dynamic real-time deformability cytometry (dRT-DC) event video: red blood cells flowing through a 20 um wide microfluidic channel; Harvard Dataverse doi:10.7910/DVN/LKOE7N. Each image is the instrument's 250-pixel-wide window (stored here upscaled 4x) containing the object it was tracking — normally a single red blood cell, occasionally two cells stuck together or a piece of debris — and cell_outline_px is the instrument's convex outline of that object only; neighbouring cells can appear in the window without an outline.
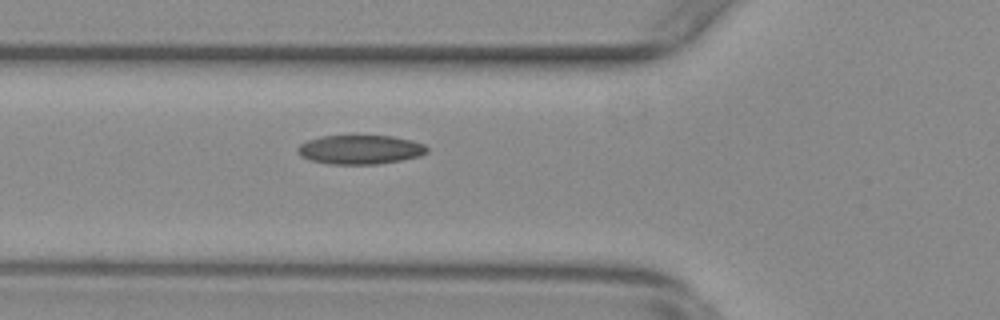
{"species": "common noctule bat (a hibernating species)", "species_latin": "Nyctalus noctula", "temperature_condition": "warm", "stored_images_in_passage": 14, "camera_frame_rate_fps": 3000, "um_per_image_px": 0.085, "animal": {"sex": "female", "body_mass_g": 29.2, "forearm_length_mm": 56.3}, "frame": {"image": 1, "passage_image": 4, "time_ms": 1.0, "image_size_px": [1000, 320], "cell_outline_px": [[428, 152], [420, 156], [400, 160], [376, 164], [328, 164], [312, 160], [300, 156], [296, 152], [296, 148], [300, 144], [308, 140], [320, 136], [392, 136], [412, 140], [424, 144], [428, 148]], "centroid_in_image_um": [30.6, 12.71], "position_along_channel_um": 95.2, "area_um2": 21.96}}
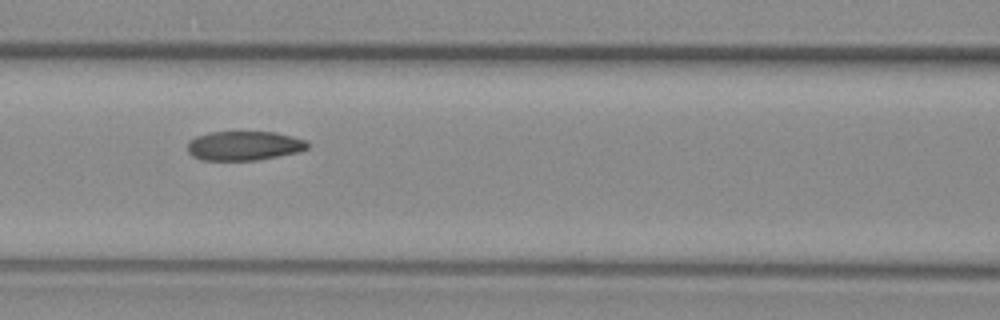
{"frame": {"image": 2, "passage_image": 8, "time_ms": 2.333, "image_size_px": [1000, 320], "cell_outline_px": [[308, 148], [300, 152], [256, 160], [200, 160], [192, 156], [188, 152], [188, 140], [196, 136], [208, 132], [276, 132], [308, 140]], "centroid_in_image_um": [20.75, 12.38], "position_along_channel_um": 145.9, "area_um2": 20.69}}
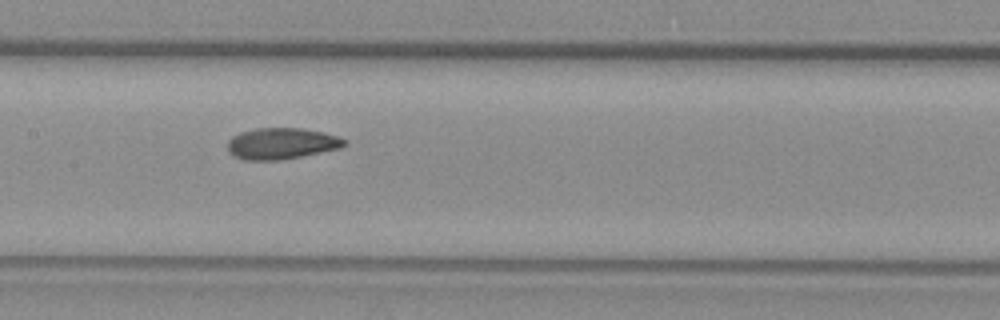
{"frame": {"image": 3, "passage_image": 11, "time_ms": 3.333, "image_size_px": [1000, 320], "cell_outline_px": [[348, 144], [340, 148], [280, 160], [244, 160], [232, 156], [228, 152], [228, 140], [232, 136], [240, 132], [256, 128], [300, 128], [324, 132], [340, 136], [348, 140]], "centroid_in_image_um": [23.93, 12.19], "position_along_channel_um": 183.5, "area_um2": 21.5}}